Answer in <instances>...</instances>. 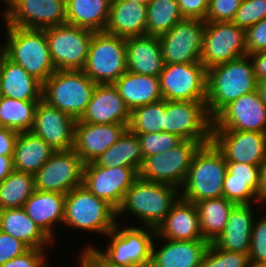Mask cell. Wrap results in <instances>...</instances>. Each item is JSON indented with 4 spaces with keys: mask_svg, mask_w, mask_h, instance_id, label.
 Listing matches in <instances>:
<instances>
[{
    "mask_svg": "<svg viewBox=\"0 0 266 267\" xmlns=\"http://www.w3.org/2000/svg\"><path fill=\"white\" fill-rule=\"evenodd\" d=\"M82 71L96 84H113L127 71L126 38L94 32Z\"/></svg>",
    "mask_w": 266,
    "mask_h": 267,
    "instance_id": "cell-8",
    "label": "cell"
},
{
    "mask_svg": "<svg viewBox=\"0 0 266 267\" xmlns=\"http://www.w3.org/2000/svg\"><path fill=\"white\" fill-rule=\"evenodd\" d=\"M205 240L203 239L199 213L195 203L179 197L157 227L155 240Z\"/></svg>",
    "mask_w": 266,
    "mask_h": 267,
    "instance_id": "cell-24",
    "label": "cell"
},
{
    "mask_svg": "<svg viewBox=\"0 0 266 267\" xmlns=\"http://www.w3.org/2000/svg\"><path fill=\"white\" fill-rule=\"evenodd\" d=\"M195 204L199 213L203 239L213 242L224 231L230 212L236 204L228 201L224 196L205 199Z\"/></svg>",
    "mask_w": 266,
    "mask_h": 267,
    "instance_id": "cell-35",
    "label": "cell"
},
{
    "mask_svg": "<svg viewBox=\"0 0 266 267\" xmlns=\"http://www.w3.org/2000/svg\"><path fill=\"white\" fill-rule=\"evenodd\" d=\"M184 18L205 21L209 3L207 0H177Z\"/></svg>",
    "mask_w": 266,
    "mask_h": 267,
    "instance_id": "cell-50",
    "label": "cell"
},
{
    "mask_svg": "<svg viewBox=\"0 0 266 267\" xmlns=\"http://www.w3.org/2000/svg\"><path fill=\"white\" fill-rule=\"evenodd\" d=\"M121 225L117 222L105 236L110 242L105 250L87 244L81 253L89 252L103 267H149L156 229Z\"/></svg>",
    "mask_w": 266,
    "mask_h": 267,
    "instance_id": "cell-1",
    "label": "cell"
},
{
    "mask_svg": "<svg viewBox=\"0 0 266 267\" xmlns=\"http://www.w3.org/2000/svg\"><path fill=\"white\" fill-rule=\"evenodd\" d=\"M245 55L247 52L244 29L232 21H205L201 63L207 69Z\"/></svg>",
    "mask_w": 266,
    "mask_h": 267,
    "instance_id": "cell-13",
    "label": "cell"
},
{
    "mask_svg": "<svg viewBox=\"0 0 266 267\" xmlns=\"http://www.w3.org/2000/svg\"><path fill=\"white\" fill-rule=\"evenodd\" d=\"M155 241L154 236L149 267H200L210 245L207 240L165 239L162 246Z\"/></svg>",
    "mask_w": 266,
    "mask_h": 267,
    "instance_id": "cell-23",
    "label": "cell"
},
{
    "mask_svg": "<svg viewBox=\"0 0 266 267\" xmlns=\"http://www.w3.org/2000/svg\"><path fill=\"white\" fill-rule=\"evenodd\" d=\"M39 101H21L0 97V127L17 132L31 131Z\"/></svg>",
    "mask_w": 266,
    "mask_h": 267,
    "instance_id": "cell-36",
    "label": "cell"
},
{
    "mask_svg": "<svg viewBox=\"0 0 266 267\" xmlns=\"http://www.w3.org/2000/svg\"><path fill=\"white\" fill-rule=\"evenodd\" d=\"M127 71L159 77L164 63L159 37L152 35L126 38Z\"/></svg>",
    "mask_w": 266,
    "mask_h": 267,
    "instance_id": "cell-26",
    "label": "cell"
},
{
    "mask_svg": "<svg viewBox=\"0 0 266 267\" xmlns=\"http://www.w3.org/2000/svg\"><path fill=\"white\" fill-rule=\"evenodd\" d=\"M46 249L30 248L24 254L14 257L0 267H47L48 257ZM47 262H46V261Z\"/></svg>",
    "mask_w": 266,
    "mask_h": 267,
    "instance_id": "cell-47",
    "label": "cell"
},
{
    "mask_svg": "<svg viewBox=\"0 0 266 267\" xmlns=\"http://www.w3.org/2000/svg\"><path fill=\"white\" fill-rule=\"evenodd\" d=\"M29 249L30 248L20 240L0 231V266L14 257L24 254Z\"/></svg>",
    "mask_w": 266,
    "mask_h": 267,
    "instance_id": "cell-49",
    "label": "cell"
},
{
    "mask_svg": "<svg viewBox=\"0 0 266 267\" xmlns=\"http://www.w3.org/2000/svg\"><path fill=\"white\" fill-rule=\"evenodd\" d=\"M226 166L230 180L248 181V185L256 192L260 166L238 162H226Z\"/></svg>",
    "mask_w": 266,
    "mask_h": 267,
    "instance_id": "cell-46",
    "label": "cell"
},
{
    "mask_svg": "<svg viewBox=\"0 0 266 267\" xmlns=\"http://www.w3.org/2000/svg\"><path fill=\"white\" fill-rule=\"evenodd\" d=\"M4 10L9 26L44 30L66 23V0H13Z\"/></svg>",
    "mask_w": 266,
    "mask_h": 267,
    "instance_id": "cell-14",
    "label": "cell"
},
{
    "mask_svg": "<svg viewBox=\"0 0 266 267\" xmlns=\"http://www.w3.org/2000/svg\"><path fill=\"white\" fill-rule=\"evenodd\" d=\"M179 197L180 190L175 186L138 177L116 211L117 222L121 216L130 214L144 224L138 226L157 229Z\"/></svg>",
    "mask_w": 266,
    "mask_h": 267,
    "instance_id": "cell-3",
    "label": "cell"
},
{
    "mask_svg": "<svg viewBox=\"0 0 266 267\" xmlns=\"http://www.w3.org/2000/svg\"><path fill=\"white\" fill-rule=\"evenodd\" d=\"M200 142L183 140L178 146L144 159L139 177L156 183L170 184L180 189Z\"/></svg>",
    "mask_w": 266,
    "mask_h": 267,
    "instance_id": "cell-10",
    "label": "cell"
},
{
    "mask_svg": "<svg viewBox=\"0 0 266 267\" xmlns=\"http://www.w3.org/2000/svg\"><path fill=\"white\" fill-rule=\"evenodd\" d=\"M242 0H212L205 18L207 22L232 21Z\"/></svg>",
    "mask_w": 266,
    "mask_h": 267,
    "instance_id": "cell-45",
    "label": "cell"
},
{
    "mask_svg": "<svg viewBox=\"0 0 266 267\" xmlns=\"http://www.w3.org/2000/svg\"><path fill=\"white\" fill-rule=\"evenodd\" d=\"M254 205H236L230 212L224 231L212 243L230 252L249 254L251 232L256 216Z\"/></svg>",
    "mask_w": 266,
    "mask_h": 267,
    "instance_id": "cell-28",
    "label": "cell"
},
{
    "mask_svg": "<svg viewBox=\"0 0 266 267\" xmlns=\"http://www.w3.org/2000/svg\"><path fill=\"white\" fill-rule=\"evenodd\" d=\"M136 135L139 138L144 159L148 156L164 153L171 148L178 146L183 141L179 136L167 132L143 133Z\"/></svg>",
    "mask_w": 266,
    "mask_h": 267,
    "instance_id": "cell-41",
    "label": "cell"
},
{
    "mask_svg": "<svg viewBox=\"0 0 266 267\" xmlns=\"http://www.w3.org/2000/svg\"><path fill=\"white\" fill-rule=\"evenodd\" d=\"M22 208L53 241L56 235L55 225H63L65 194L35 190Z\"/></svg>",
    "mask_w": 266,
    "mask_h": 267,
    "instance_id": "cell-27",
    "label": "cell"
},
{
    "mask_svg": "<svg viewBox=\"0 0 266 267\" xmlns=\"http://www.w3.org/2000/svg\"><path fill=\"white\" fill-rule=\"evenodd\" d=\"M111 0H66V23L103 32L106 28Z\"/></svg>",
    "mask_w": 266,
    "mask_h": 267,
    "instance_id": "cell-33",
    "label": "cell"
},
{
    "mask_svg": "<svg viewBox=\"0 0 266 267\" xmlns=\"http://www.w3.org/2000/svg\"><path fill=\"white\" fill-rule=\"evenodd\" d=\"M212 142L226 162L261 166L266 161V133L212 130Z\"/></svg>",
    "mask_w": 266,
    "mask_h": 267,
    "instance_id": "cell-19",
    "label": "cell"
},
{
    "mask_svg": "<svg viewBox=\"0 0 266 267\" xmlns=\"http://www.w3.org/2000/svg\"><path fill=\"white\" fill-rule=\"evenodd\" d=\"M266 18V0H242L232 22L245 31Z\"/></svg>",
    "mask_w": 266,
    "mask_h": 267,
    "instance_id": "cell-43",
    "label": "cell"
},
{
    "mask_svg": "<svg viewBox=\"0 0 266 267\" xmlns=\"http://www.w3.org/2000/svg\"><path fill=\"white\" fill-rule=\"evenodd\" d=\"M34 191V175L14 170L0 183V210L22 208Z\"/></svg>",
    "mask_w": 266,
    "mask_h": 267,
    "instance_id": "cell-37",
    "label": "cell"
},
{
    "mask_svg": "<svg viewBox=\"0 0 266 267\" xmlns=\"http://www.w3.org/2000/svg\"><path fill=\"white\" fill-rule=\"evenodd\" d=\"M138 177L139 174L130 167H100L90 162L84 164L83 169V185L116 211Z\"/></svg>",
    "mask_w": 266,
    "mask_h": 267,
    "instance_id": "cell-17",
    "label": "cell"
},
{
    "mask_svg": "<svg viewBox=\"0 0 266 267\" xmlns=\"http://www.w3.org/2000/svg\"><path fill=\"white\" fill-rule=\"evenodd\" d=\"M78 258L79 267H103L89 252L80 253Z\"/></svg>",
    "mask_w": 266,
    "mask_h": 267,
    "instance_id": "cell-55",
    "label": "cell"
},
{
    "mask_svg": "<svg viewBox=\"0 0 266 267\" xmlns=\"http://www.w3.org/2000/svg\"><path fill=\"white\" fill-rule=\"evenodd\" d=\"M147 6L130 0H113L104 32L124 38L146 35Z\"/></svg>",
    "mask_w": 266,
    "mask_h": 267,
    "instance_id": "cell-29",
    "label": "cell"
},
{
    "mask_svg": "<svg viewBox=\"0 0 266 267\" xmlns=\"http://www.w3.org/2000/svg\"><path fill=\"white\" fill-rule=\"evenodd\" d=\"M11 1L13 0H1L0 2H3L7 6Z\"/></svg>",
    "mask_w": 266,
    "mask_h": 267,
    "instance_id": "cell-58",
    "label": "cell"
},
{
    "mask_svg": "<svg viewBox=\"0 0 266 267\" xmlns=\"http://www.w3.org/2000/svg\"><path fill=\"white\" fill-rule=\"evenodd\" d=\"M84 163L73 150L55 151L34 174L35 190L67 194L83 185Z\"/></svg>",
    "mask_w": 266,
    "mask_h": 267,
    "instance_id": "cell-16",
    "label": "cell"
},
{
    "mask_svg": "<svg viewBox=\"0 0 266 267\" xmlns=\"http://www.w3.org/2000/svg\"><path fill=\"white\" fill-rule=\"evenodd\" d=\"M56 70H83L93 31L67 23L44 29Z\"/></svg>",
    "mask_w": 266,
    "mask_h": 267,
    "instance_id": "cell-9",
    "label": "cell"
},
{
    "mask_svg": "<svg viewBox=\"0 0 266 267\" xmlns=\"http://www.w3.org/2000/svg\"><path fill=\"white\" fill-rule=\"evenodd\" d=\"M146 35L161 36L185 19L177 0H152L147 5Z\"/></svg>",
    "mask_w": 266,
    "mask_h": 267,
    "instance_id": "cell-38",
    "label": "cell"
},
{
    "mask_svg": "<svg viewBox=\"0 0 266 267\" xmlns=\"http://www.w3.org/2000/svg\"><path fill=\"white\" fill-rule=\"evenodd\" d=\"M130 112L113 84H97L79 121L92 124H125L128 127Z\"/></svg>",
    "mask_w": 266,
    "mask_h": 267,
    "instance_id": "cell-22",
    "label": "cell"
},
{
    "mask_svg": "<svg viewBox=\"0 0 266 267\" xmlns=\"http://www.w3.org/2000/svg\"><path fill=\"white\" fill-rule=\"evenodd\" d=\"M75 123L73 117L41 100L31 132L41 137L54 151L70 150L74 145Z\"/></svg>",
    "mask_w": 266,
    "mask_h": 267,
    "instance_id": "cell-20",
    "label": "cell"
},
{
    "mask_svg": "<svg viewBox=\"0 0 266 267\" xmlns=\"http://www.w3.org/2000/svg\"><path fill=\"white\" fill-rule=\"evenodd\" d=\"M127 129L125 124H92L76 120L73 150L84 164L93 162Z\"/></svg>",
    "mask_w": 266,
    "mask_h": 267,
    "instance_id": "cell-21",
    "label": "cell"
},
{
    "mask_svg": "<svg viewBox=\"0 0 266 267\" xmlns=\"http://www.w3.org/2000/svg\"><path fill=\"white\" fill-rule=\"evenodd\" d=\"M227 172L226 159L213 142L202 145L195 153L180 197L196 203L223 197V182Z\"/></svg>",
    "mask_w": 266,
    "mask_h": 267,
    "instance_id": "cell-5",
    "label": "cell"
},
{
    "mask_svg": "<svg viewBox=\"0 0 266 267\" xmlns=\"http://www.w3.org/2000/svg\"><path fill=\"white\" fill-rule=\"evenodd\" d=\"M132 2H136V3H139V4H143V5H148L152 0H130Z\"/></svg>",
    "mask_w": 266,
    "mask_h": 267,
    "instance_id": "cell-57",
    "label": "cell"
},
{
    "mask_svg": "<svg viewBox=\"0 0 266 267\" xmlns=\"http://www.w3.org/2000/svg\"><path fill=\"white\" fill-rule=\"evenodd\" d=\"M113 85L130 111L163 99L159 77L126 71Z\"/></svg>",
    "mask_w": 266,
    "mask_h": 267,
    "instance_id": "cell-30",
    "label": "cell"
},
{
    "mask_svg": "<svg viewBox=\"0 0 266 267\" xmlns=\"http://www.w3.org/2000/svg\"><path fill=\"white\" fill-rule=\"evenodd\" d=\"M266 212L256 218L251 232L249 258L252 267H266Z\"/></svg>",
    "mask_w": 266,
    "mask_h": 267,
    "instance_id": "cell-42",
    "label": "cell"
},
{
    "mask_svg": "<svg viewBox=\"0 0 266 267\" xmlns=\"http://www.w3.org/2000/svg\"><path fill=\"white\" fill-rule=\"evenodd\" d=\"M200 267H252L248 253L230 252L216 247L212 242Z\"/></svg>",
    "mask_w": 266,
    "mask_h": 267,
    "instance_id": "cell-40",
    "label": "cell"
},
{
    "mask_svg": "<svg viewBox=\"0 0 266 267\" xmlns=\"http://www.w3.org/2000/svg\"><path fill=\"white\" fill-rule=\"evenodd\" d=\"M5 25L6 39L4 44H1L0 51L44 83L56 71L45 31L9 26L6 23Z\"/></svg>",
    "mask_w": 266,
    "mask_h": 267,
    "instance_id": "cell-4",
    "label": "cell"
},
{
    "mask_svg": "<svg viewBox=\"0 0 266 267\" xmlns=\"http://www.w3.org/2000/svg\"><path fill=\"white\" fill-rule=\"evenodd\" d=\"M257 81L266 78V50L250 55Z\"/></svg>",
    "mask_w": 266,
    "mask_h": 267,
    "instance_id": "cell-52",
    "label": "cell"
},
{
    "mask_svg": "<svg viewBox=\"0 0 266 267\" xmlns=\"http://www.w3.org/2000/svg\"><path fill=\"white\" fill-rule=\"evenodd\" d=\"M257 205H266V161L260 166L258 187L256 190Z\"/></svg>",
    "mask_w": 266,
    "mask_h": 267,
    "instance_id": "cell-53",
    "label": "cell"
},
{
    "mask_svg": "<svg viewBox=\"0 0 266 267\" xmlns=\"http://www.w3.org/2000/svg\"><path fill=\"white\" fill-rule=\"evenodd\" d=\"M55 151L31 131L19 132L13 155L14 170L34 175Z\"/></svg>",
    "mask_w": 266,
    "mask_h": 267,
    "instance_id": "cell-32",
    "label": "cell"
},
{
    "mask_svg": "<svg viewBox=\"0 0 266 267\" xmlns=\"http://www.w3.org/2000/svg\"><path fill=\"white\" fill-rule=\"evenodd\" d=\"M257 91L260 95L261 100L265 103L266 105V78L261 79L257 83Z\"/></svg>",
    "mask_w": 266,
    "mask_h": 267,
    "instance_id": "cell-56",
    "label": "cell"
},
{
    "mask_svg": "<svg viewBox=\"0 0 266 267\" xmlns=\"http://www.w3.org/2000/svg\"><path fill=\"white\" fill-rule=\"evenodd\" d=\"M14 171L13 156L0 155V183Z\"/></svg>",
    "mask_w": 266,
    "mask_h": 267,
    "instance_id": "cell-54",
    "label": "cell"
},
{
    "mask_svg": "<svg viewBox=\"0 0 266 267\" xmlns=\"http://www.w3.org/2000/svg\"><path fill=\"white\" fill-rule=\"evenodd\" d=\"M205 21L185 18L159 36L164 64L201 62Z\"/></svg>",
    "mask_w": 266,
    "mask_h": 267,
    "instance_id": "cell-15",
    "label": "cell"
},
{
    "mask_svg": "<svg viewBox=\"0 0 266 267\" xmlns=\"http://www.w3.org/2000/svg\"><path fill=\"white\" fill-rule=\"evenodd\" d=\"M117 223L116 210L84 185L65 194L63 226L106 236Z\"/></svg>",
    "mask_w": 266,
    "mask_h": 267,
    "instance_id": "cell-7",
    "label": "cell"
},
{
    "mask_svg": "<svg viewBox=\"0 0 266 267\" xmlns=\"http://www.w3.org/2000/svg\"><path fill=\"white\" fill-rule=\"evenodd\" d=\"M127 128L135 134L165 132V100L133 109Z\"/></svg>",
    "mask_w": 266,
    "mask_h": 267,
    "instance_id": "cell-39",
    "label": "cell"
},
{
    "mask_svg": "<svg viewBox=\"0 0 266 267\" xmlns=\"http://www.w3.org/2000/svg\"><path fill=\"white\" fill-rule=\"evenodd\" d=\"M247 55L266 50V18L245 31Z\"/></svg>",
    "mask_w": 266,
    "mask_h": 267,
    "instance_id": "cell-48",
    "label": "cell"
},
{
    "mask_svg": "<svg viewBox=\"0 0 266 267\" xmlns=\"http://www.w3.org/2000/svg\"><path fill=\"white\" fill-rule=\"evenodd\" d=\"M159 83L166 101L206 102L207 68L201 62L164 64Z\"/></svg>",
    "mask_w": 266,
    "mask_h": 267,
    "instance_id": "cell-11",
    "label": "cell"
},
{
    "mask_svg": "<svg viewBox=\"0 0 266 267\" xmlns=\"http://www.w3.org/2000/svg\"><path fill=\"white\" fill-rule=\"evenodd\" d=\"M212 125L206 102L165 100V132L205 145L212 142Z\"/></svg>",
    "mask_w": 266,
    "mask_h": 267,
    "instance_id": "cell-12",
    "label": "cell"
},
{
    "mask_svg": "<svg viewBox=\"0 0 266 267\" xmlns=\"http://www.w3.org/2000/svg\"><path fill=\"white\" fill-rule=\"evenodd\" d=\"M19 132L0 127V155L1 156H13L14 146Z\"/></svg>",
    "mask_w": 266,
    "mask_h": 267,
    "instance_id": "cell-51",
    "label": "cell"
},
{
    "mask_svg": "<svg viewBox=\"0 0 266 267\" xmlns=\"http://www.w3.org/2000/svg\"><path fill=\"white\" fill-rule=\"evenodd\" d=\"M223 196L236 205L256 203V192L248 185V181L230 180L228 171L223 182Z\"/></svg>",
    "mask_w": 266,
    "mask_h": 267,
    "instance_id": "cell-44",
    "label": "cell"
},
{
    "mask_svg": "<svg viewBox=\"0 0 266 267\" xmlns=\"http://www.w3.org/2000/svg\"><path fill=\"white\" fill-rule=\"evenodd\" d=\"M96 85L82 70H56L43 83L42 100L79 120Z\"/></svg>",
    "mask_w": 266,
    "mask_h": 267,
    "instance_id": "cell-6",
    "label": "cell"
},
{
    "mask_svg": "<svg viewBox=\"0 0 266 267\" xmlns=\"http://www.w3.org/2000/svg\"><path fill=\"white\" fill-rule=\"evenodd\" d=\"M0 231L26 244L29 248L47 249L52 241L26 214L23 208L0 210Z\"/></svg>",
    "mask_w": 266,
    "mask_h": 267,
    "instance_id": "cell-31",
    "label": "cell"
},
{
    "mask_svg": "<svg viewBox=\"0 0 266 267\" xmlns=\"http://www.w3.org/2000/svg\"><path fill=\"white\" fill-rule=\"evenodd\" d=\"M143 161L139 138L127 128L120 138L93 162L100 167H130L139 174Z\"/></svg>",
    "mask_w": 266,
    "mask_h": 267,
    "instance_id": "cell-34",
    "label": "cell"
},
{
    "mask_svg": "<svg viewBox=\"0 0 266 267\" xmlns=\"http://www.w3.org/2000/svg\"><path fill=\"white\" fill-rule=\"evenodd\" d=\"M212 130L266 133V105L258 91L244 94L226 105L213 118Z\"/></svg>",
    "mask_w": 266,
    "mask_h": 267,
    "instance_id": "cell-18",
    "label": "cell"
},
{
    "mask_svg": "<svg viewBox=\"0 0 266 267\" xmlns=\"http://www.w3.org/2000/svg\"><path fill=\"white\" fill-rule=\"evenodd\" d=\"M43 83L0 51V94L21 101H41Z\"/></svg>",
    "mask_w": 266,
    "mask_h": 267,
    "instance_id": "cell-25",
    "label": "cell"
},
{
    "mask_svg": "<svg viewBox=\"0 0 266 267\" xmlns=\"http://www.w3.org/2000/svg\"><path fill=\"white\" fill-rule=\"evenodd\" d=\"M250 55L207 69L206 108L213 119L226 105L257 90Z\"/></svg>",
    "mask_w": 266,
    "mask_h": 267,
    "instance_id": "cell-2",
    "label": "cell"
}]
</instances>
